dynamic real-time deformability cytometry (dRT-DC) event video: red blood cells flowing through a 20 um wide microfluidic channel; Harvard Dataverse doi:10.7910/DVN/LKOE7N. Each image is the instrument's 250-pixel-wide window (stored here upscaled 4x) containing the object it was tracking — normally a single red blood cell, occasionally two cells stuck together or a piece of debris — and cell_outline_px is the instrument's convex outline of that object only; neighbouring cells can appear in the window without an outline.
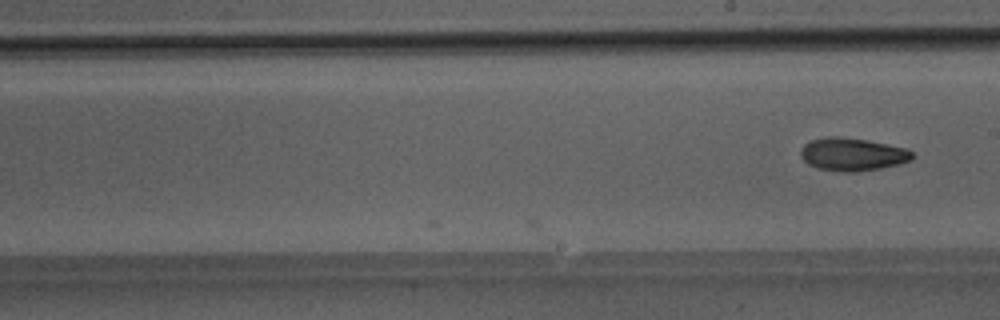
{"species": "Egyptian fruit bat (a non-hibernating species)", "species_latin": "Rousettus aegyptiacus", "temperature_condition": "room temperature", "stored_images_in_passage": 17, "camera_frame_rate_fps": 3000, "um_per_image_px": 0.085, "animal": {"sex": "male"}, "frame": {"image": 1, "passage_image": 17, "time_ms": 5.333, "image_size_px": [1000, 320], "cell_outline_px": [[916, 156], [912, 160], [900, 164], [880, 168], [852, 172], [844, 172], [816, 168], [808, 164], [800, 156], [800, 152], [804, 144], [812, 140], [828, 136], [836, 136], [868, 140], [908, 148]], "centroid_in_image_um": [72.49, 13.11], "position_along_channel_um": 216.5, "area_um2": 21.56}}